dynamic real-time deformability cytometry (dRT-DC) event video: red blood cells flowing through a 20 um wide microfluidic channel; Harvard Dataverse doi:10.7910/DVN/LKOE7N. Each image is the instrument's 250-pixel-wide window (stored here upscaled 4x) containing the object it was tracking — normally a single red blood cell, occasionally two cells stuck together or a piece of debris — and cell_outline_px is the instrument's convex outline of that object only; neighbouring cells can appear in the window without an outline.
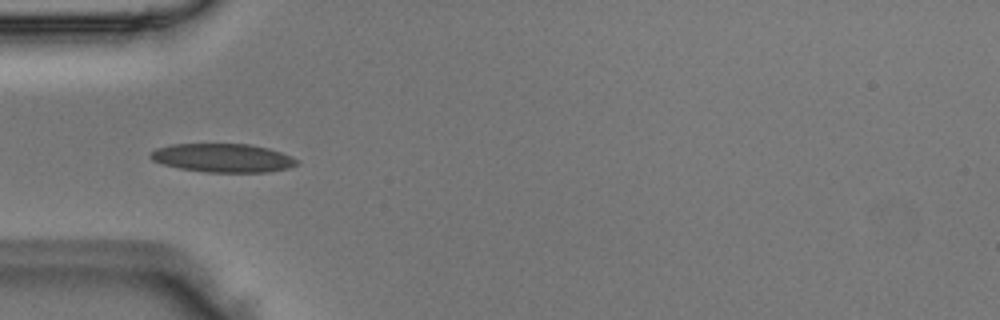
{"species": "Egyptian fruit bat (a non-hibernating species)", "species_latin": "Rousettus aegyptiacus", "temperature_condition": "room temperature", "stored_images_in_passage": 6, "camera_frame_rate_fps": 3000, "um_per_image_px": 0.085, "animal": {"sex": "male"}, "frame": {"image": 1, "passage_image": 3, "time_ms": 0.667, "image_size_px": [1000, 320], "cell_outline_px": [[300, 164], [288, 168], [268, 172], [208, 172], [180, 168], [164, 164], [152, 160], [148, 156], [148, 152], [156, 148], [172, 144], [248, 144], [268, 148], [280, 152], [300, 160]], "centroid_in_image_um": [18.94, 13.42], "position_along_channel_um": 66.1, "area_um2": 24.45}}
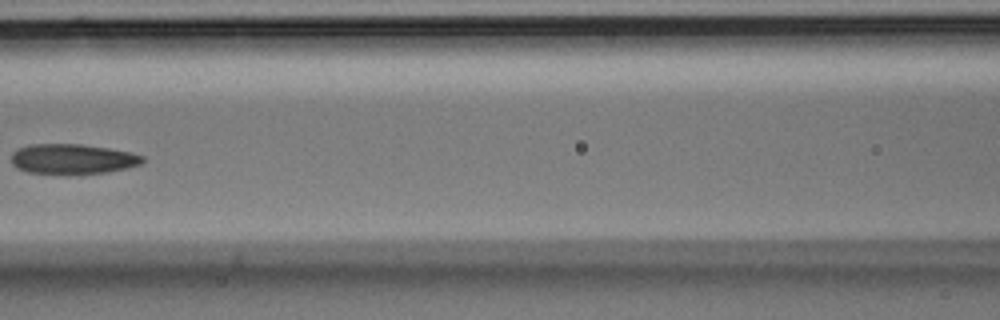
{"frame": {"image": 2, "passage_image": 5, "time_ms": 1.333, "image_size_px": [1000, 320], "cell_outline_px": [[144, 160], [140, 164], [128, 168], [108, 172], [68, 176], [28, 172], [16, 168], [12, 164], [12, 152], [16, 148], [28, 144], [80, 144], [108, 148], [128, 152], [144, 156]], "centroid_in_image_um": [6.12, 13.54], "position_along_channel_um": 160.5, "area_um2": 23.64}}
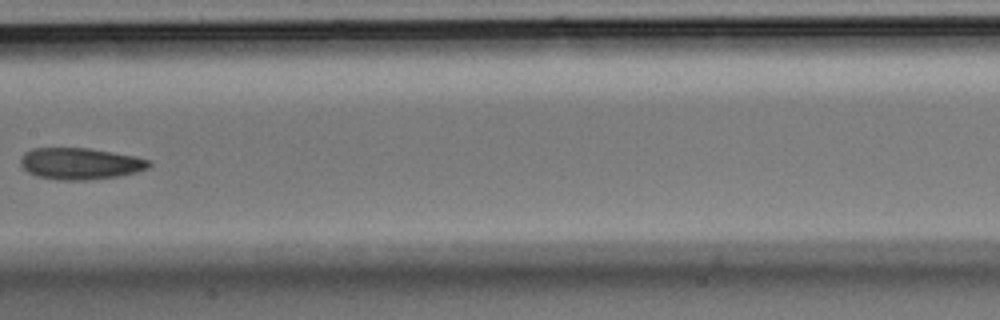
{"frame": {"image": 3, "passage_image": 6, "time_ms": 1.667, "image_size_px": [1000, 320], "cell_outline_px": [[152, 164], [148, 168], [136, 172], [116, 176], [88, 180], [56, 180], [36, 176], [28, 172], [20, 164], [20, 160], [24, 152], [32, 148], [88, 148], [136, 156], [152, 160]], "centroid_in_image_um": [6.82, 13.9], "position_along_channel_um": 200.6, "area_um2": 23.76}}